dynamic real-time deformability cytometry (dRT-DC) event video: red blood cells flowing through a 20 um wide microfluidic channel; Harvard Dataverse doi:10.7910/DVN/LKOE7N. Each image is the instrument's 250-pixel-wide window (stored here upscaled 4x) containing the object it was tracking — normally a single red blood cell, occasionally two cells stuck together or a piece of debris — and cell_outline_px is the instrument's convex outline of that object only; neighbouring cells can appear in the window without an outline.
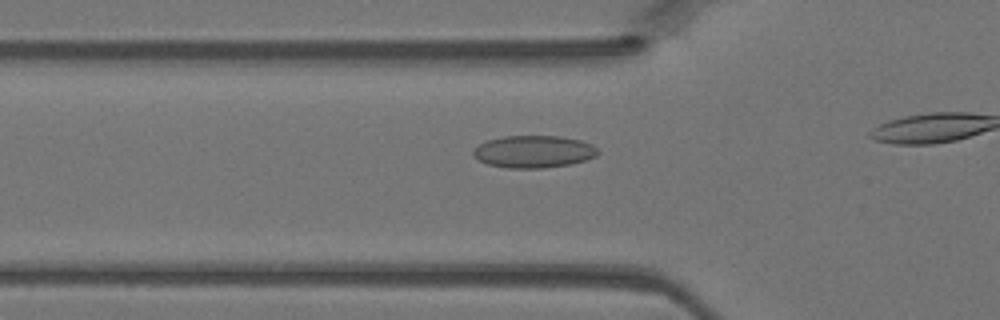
{"species": "Egyptian fruit bat (a non-hibernating species)", "species_latin": "Rousettus aegyptiacus", "temperature_condition": "warm", "stored_images_in_passage": 16, "camera_frame_rate_fps": 3000, "um_per_image_px": 0.085, "animal": {"sex": "female"}, "frame": {"image": 1, "passage_image": 12, "time_ms": 3.667, "image_size_px": [1000, 320], "cell_outline_px": [[596, 156], [584, 160], [568, 164], [540, 168], [508, 168], [488, 164], [472, 156], [472, 152], [480, 144], [488, 140], [504, 136], [560, 136], [580, 140], [592, 144], [596, 148]], "centroid_in_image_um": [45.34, 12.88], "position_along_channel_um": 80.5, "area_um2": 23.12}}